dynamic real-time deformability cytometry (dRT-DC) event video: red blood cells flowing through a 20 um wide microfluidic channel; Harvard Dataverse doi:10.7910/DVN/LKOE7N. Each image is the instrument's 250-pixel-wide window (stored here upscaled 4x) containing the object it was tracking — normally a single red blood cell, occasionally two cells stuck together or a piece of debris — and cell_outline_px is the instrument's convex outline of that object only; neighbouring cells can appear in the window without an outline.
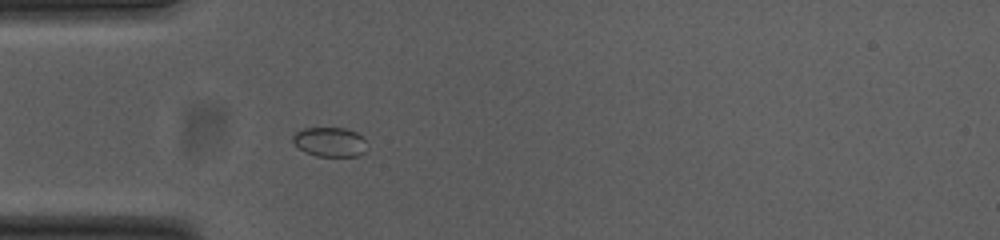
{"species": "common noctule bat (a hibernating species)", "species_latin": "Nyctalus noctula", "temperature_condition": "cold", "stored_images_in_passage": 13, "camera_frame_rate_fps": 3000, "um_per_image_px": 0.085, "animal": {"sex": "female", "body_mass_g": 23.0, "forearm_length_mm": 53.4}, "frame": {"image": 1, "passage_image": 1, "time_ms": 0.0, "image_size_px": [1000, 240], "cell_outline_px": [[364, 152], [356, 156], [316, 156], [304, 152], [292, 140], [292, 136], [296, 132], [304, 128], [344, 128], [356, 132], [364, 136]], "centroid_in_image_um": [28.02, 12.06], "position_along_channel_um": 57.0, "area_um2": 12.6}}
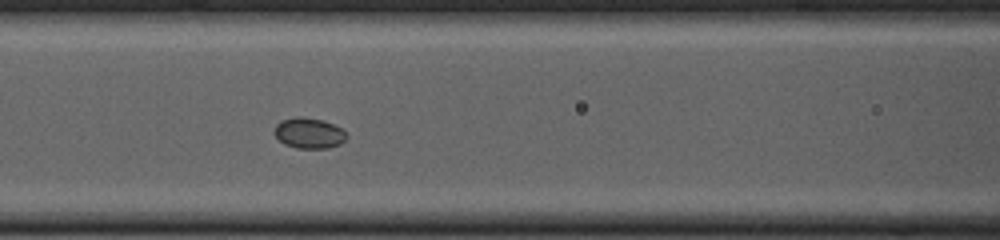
{"frame": {"image": 2, "passage_image": 8, "time_ms": 2.333, "image_size_px": [1000, 240], "cell_outline_px": [[348, 136], [340, 144], [328, 148], [296, 148], [284, 144], [272, 132], [276, 124], [280, 120], [296, 116], [300, 116], [320, 120], [344, 128]], "centroid_in_image_um": [26.25, 11.31], "position_along_channel_um": 140.3, "area_um2": 13.01}}
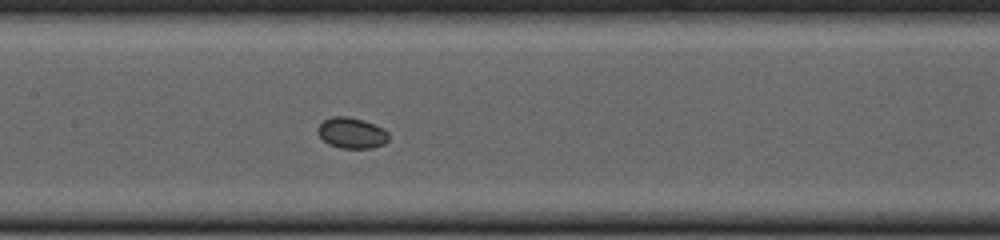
{"frame": {"image": 3, "passage_image": 11, "time_ms": 3.333, "image_size_px": [1000, 240], "cell_outline_px": [[388, 140], [384, 144], [372, 148], [340, 148], [328, 144], [316, 132], [316, 128], [324, 120], [332, 116], [348, 116], [364, 120], [384, 128], [388, 132]], "centroid_in_image_um": [29.89, 11.29], "position_along_channel_um": 177.5, "area_um2": 12.89}}